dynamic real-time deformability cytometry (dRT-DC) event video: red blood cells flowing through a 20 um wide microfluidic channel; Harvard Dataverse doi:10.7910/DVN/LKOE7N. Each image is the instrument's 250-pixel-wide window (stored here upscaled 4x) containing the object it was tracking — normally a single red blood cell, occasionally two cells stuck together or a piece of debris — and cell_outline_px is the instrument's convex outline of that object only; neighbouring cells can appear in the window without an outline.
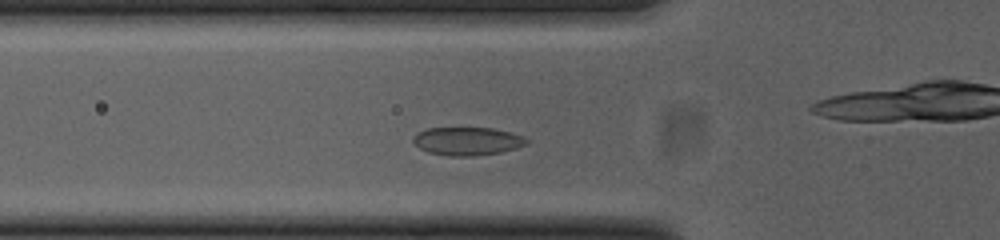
{"species": "common noctule bat (a hibernating species)", "species_latin": "Nyctalus noctula", "temperature_condition": "cold", "stored_images_in_passage": 44, "camera_frame_rate_fps": 3000, "um_per_image_px": 0.085, "animal": {"sex": "female", "body_mass_g": 23.0, "forearm_length_mm": 53.4}, "frame": {"image": 1, "passage_image": 13, "time_ms": 4.0, "image_size_px": [1000, 240], "cell_outline_px": [[528, 144], [516, 148], [500, 152], [472, 156], [452, 156], [428, 152], [420, 148], [412, 140], [412, 136], [416, 132], [428, 128], [492, 128], [524, 136], [528, 140]], "centroid_in_image_um": [39.71, 11.99], "position_along_channel_um": 86.1, "area_um2": 18.55}}
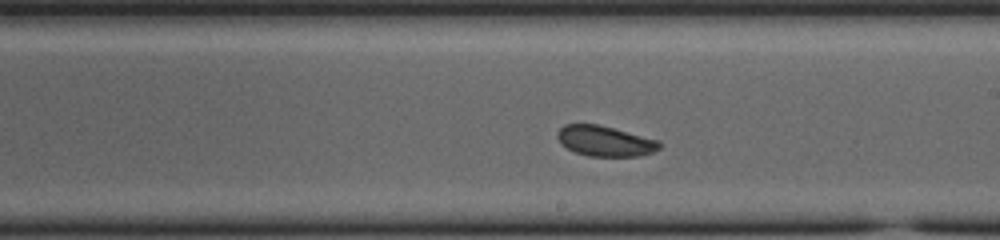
{"frame": {"image": 2, "passage_image": 25, "time_ms": 8.0, "image_size_px": [1000, 240], "cell_outline_px": [[664, 144], [660, 148], [652, 152], [640, 156], [588, 156], [576, 152], [560, 144], [556, 136], [556, 132], [564, 124], [600, 124], [660, 140]], "centroid_in_image_um": [51.44, 11.98], "position_along_channel_um": 237.6, "area_um2": 18.38}}
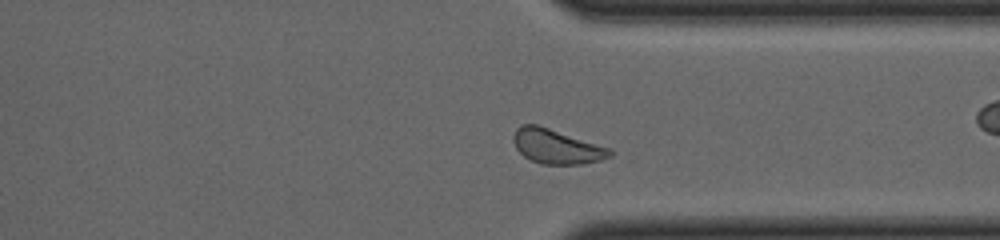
{"frame": {"image": 3, "passage_image": 35, "time_ms": 11.333, "image_size_px": [1000, 240], "cell_outline_px": [[612, 156], [600, 160], [580, 164], [540, 164], [524, 156], [516, 148], [512, 140], [512, 136], [516, 128], [520, 124], [536, 124], [612, 148]], "centroid_in_image_um": [47.3, 12.44], "position_along_channel_um": 364.1, "area_um2": 19.48}, "authors_computed_cell_mechanics": {"area_um2": 19.2474, "velocity_mm_per_s": 3.7877, "shape_relaxation_time_tau1_ms": 1.3195, "shape_relaxation_time_tau2_ms": null, "deformation_change_tau1": 0.0435, "deformation_change_tau2": null}}